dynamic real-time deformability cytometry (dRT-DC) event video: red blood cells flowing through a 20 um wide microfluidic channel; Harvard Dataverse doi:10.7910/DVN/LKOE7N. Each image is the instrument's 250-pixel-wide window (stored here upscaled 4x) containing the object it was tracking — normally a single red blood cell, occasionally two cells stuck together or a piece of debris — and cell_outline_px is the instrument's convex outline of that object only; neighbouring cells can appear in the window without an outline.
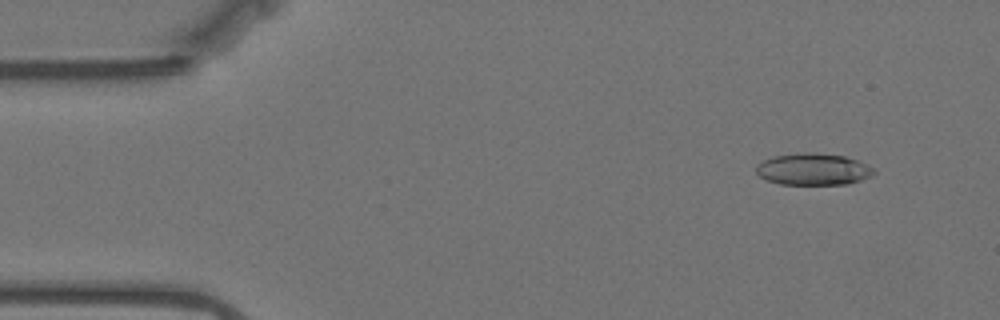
{"species": "Egyptian fruit bat (a non-hibernating species)", "species_latin": "Rousettus aegyptiacus", "temperature_condition": "warm", "stored_images_in_passage": 57, "camera_frame_rate_fps": 3000, "um_per_image_px": 0.085, "animal": {"sex": "female"}, "frame": {"image": 1, "passage_image": 5, "time_ms": 1.333, "image_size_px": [1000, 320], "cell_outline_px": [[876, 172], [872, 176], [848, 184], [780, 184], [768, 180], [760, 176], [756, 172], [756, 164], [772, 156], [796, 152], [812, 152], [844, 156], [868, 164], [876, 168]], "centroid_in_image_um": [69.14, 14.37], "position_along_channel_um": 15.9, "area_um2": 22.02}}
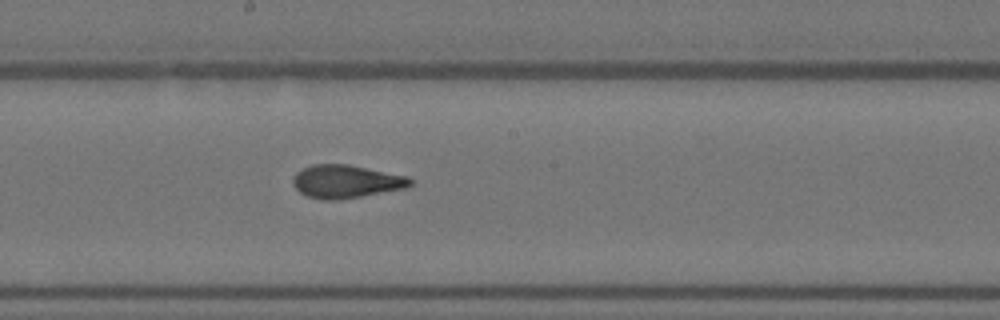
{"frame": {"image": 2, "passage_image": 30, "time_ms": 9.667, "image_size_px": [1000, 320], "cell_outline_px": [[412, 184], [404, 188], [360, 196], [336, 200], [324, 200], [308, 196], [300, 192], [292, 184], [292, 176], [296, 172], [312, 164], [348, 164], [408, 176], [412, 180]], "centroid_in_image_um": [29.38, 15.41], "position_along_channel_um": 218.8, "area_um2": 22.48}}
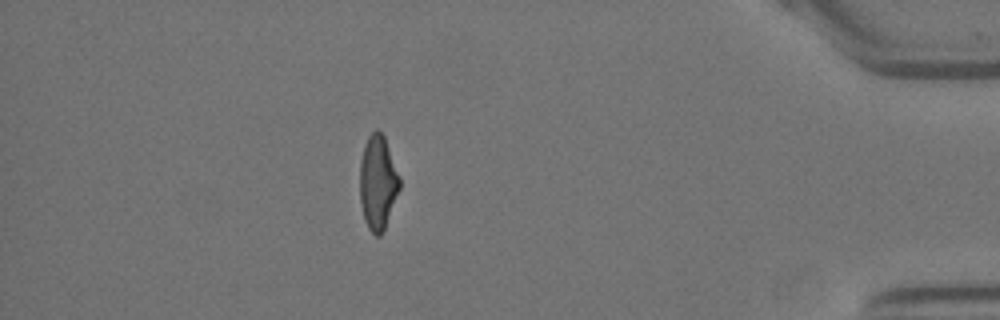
{"frame": {"image": 3, "passage_image": 50, "time_ms": 16.333, "image_size_px": [1000, 320], "cell_outline_px": [[400, 188], [384, 232], [380, 236], [376, 236], [368, 228], [364, 220], [360, 204], [360, 160], [364, 144], [368, 136], [376, 128], [384, 136], [400, 176]], "centroid_in_image_um": [32.11, 15.53], "position_along_channel_um": 403.1, "area_um2": 22.14}, "authors_computed_cell_mechanics": {"area_um2": 22.3108, "velocity_mm_per_s": 3.5227, "shape_relaxation_time_tau1_ms": 8.7751, "shape_relaxation_time_tau2_ms": 1.6041, "deformation_change_tau1": 0.2336, "deformation_change_tau2": 0.0872}}